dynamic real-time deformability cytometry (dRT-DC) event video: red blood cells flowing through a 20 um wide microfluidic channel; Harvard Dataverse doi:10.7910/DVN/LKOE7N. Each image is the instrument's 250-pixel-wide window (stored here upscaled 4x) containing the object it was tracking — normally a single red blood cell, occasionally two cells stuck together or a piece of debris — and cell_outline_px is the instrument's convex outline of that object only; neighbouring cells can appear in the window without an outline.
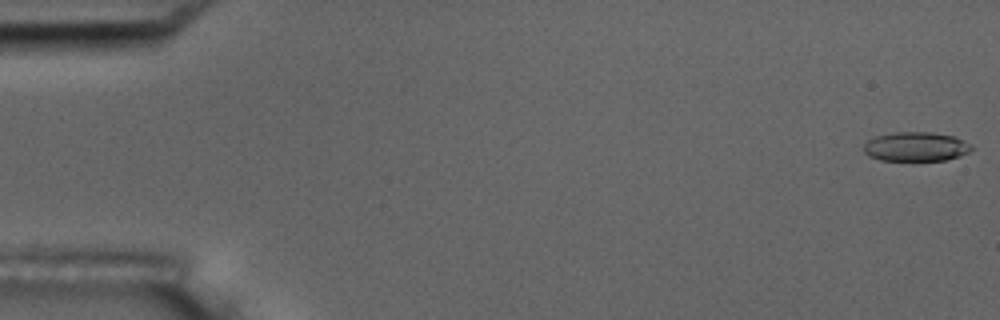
{"species": "common noctule bat (a hibernating species)", "species_latin": "Nyctalus noctula", "temperature_condition": "room temperature", "stored_images_in_passage": 5, "camera_frame_rate_fps": 3000, "um_per_image_px": 0.085, "animal": {"sex": "male", "body_mass_g": 17.5, "forearm_length_mm": 52.3}, "frame": {"image": 1, "passage_image": 1, "time_ms": 0.0, "image_size_px": [1000, 320], "cell_outline_px": [[972, 148], [968, 152], [960, 156], [944, 160], [880, 160], [868, 156], [864, 152], [864, 144], [868, 140], [876, 136], [892, 132], [932, 132], [952, 136], [964, 140], [972, 144]], "centroid_in_image_um": [77.84, 12.46], "position_along_channel_um": 7.2, "area_um2": 18.38}}
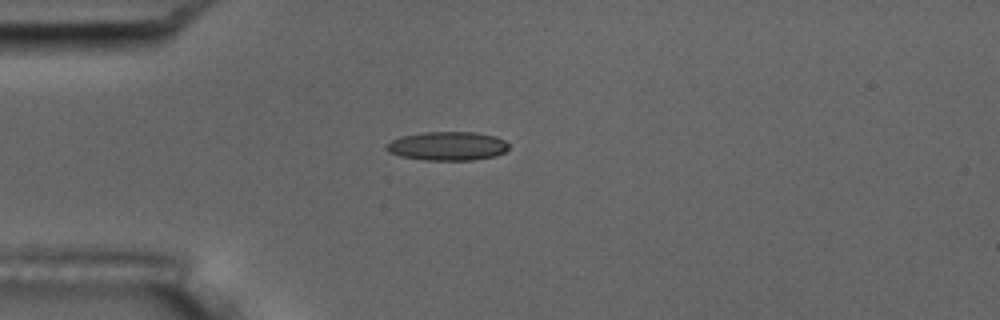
{"frame": {"image": 2, "passage_image": 5, "time_ms": 4.667, "image_size_px": [1000, 320], "cell_outline_px": [[508, 148], [504, 152], [496, 156], [472, 160], [424, 160], [400, 156], [388, 152], [384, 148], [384, 144], [400, 136], [424, 132], [476, 132], [496, 136], [504, 140], [508, 144]], "centroid_in_image_um": [38.0, 12.41], "position_along_channel_um": 47.0, "area_um2": 20.75}}